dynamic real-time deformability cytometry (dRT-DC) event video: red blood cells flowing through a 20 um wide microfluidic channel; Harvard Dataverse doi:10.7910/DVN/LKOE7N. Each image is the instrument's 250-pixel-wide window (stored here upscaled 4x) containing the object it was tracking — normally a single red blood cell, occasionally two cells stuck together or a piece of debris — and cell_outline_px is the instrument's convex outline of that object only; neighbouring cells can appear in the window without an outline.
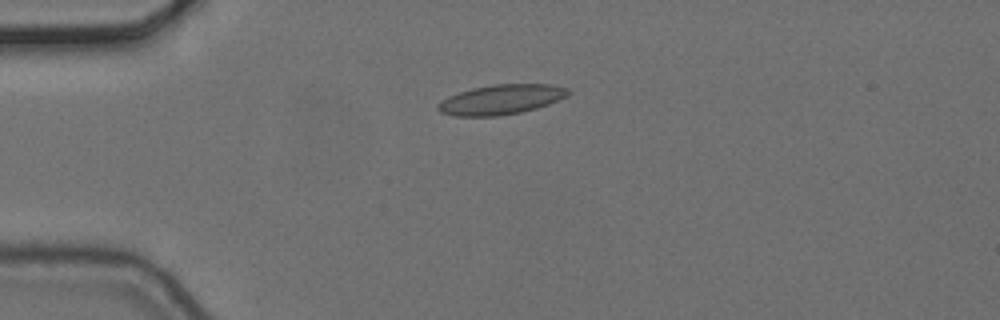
{"species": "common noctule bat (a hibernating species)", "species_latin": "Nyctalus noctula", "temperature_condition": "cold", "stored_images_in_passage": 3, "camera_frame_rate_fps": 3000, "um_per_image_px": 0.085, "animal": {"sex": "female", "body_mass_g": 24.6, "forearm_length_mm": 56.2}, "frame": {"image": 1, "passage_image": 3, "time_ms": 0.667, "image_size_px": [1000, 320], "cell_outline_px": [[572, 92], [568, 96], [548, 104], [536, 108], [520, 112], [496, 116], [456, 116], [440, 112], [436, 108], [436, 104], [440, 100], [448, 96], [472, 88], [492, 84], [552, 84], [568, 88]], "centroid_in_image_um": [42.59, 8.45], "position_along_channel_um": 42.4, "area_um2": 22.77}}